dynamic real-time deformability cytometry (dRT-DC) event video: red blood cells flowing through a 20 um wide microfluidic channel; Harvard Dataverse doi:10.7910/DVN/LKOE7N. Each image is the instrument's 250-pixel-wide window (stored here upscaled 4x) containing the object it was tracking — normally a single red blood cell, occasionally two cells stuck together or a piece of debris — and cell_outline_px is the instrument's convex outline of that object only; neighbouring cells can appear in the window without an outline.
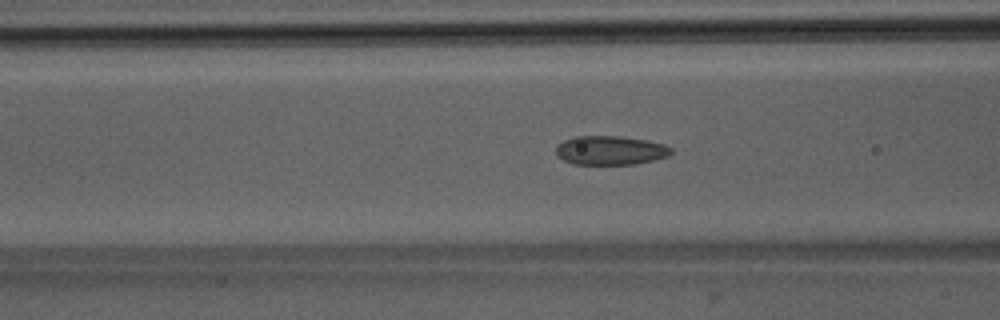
{"species": "Egyptian fruit bat (a non-hibernating species)", "species_latin": "Rousettus aegyptiacus", "temperature_condition": "room temperature", "stored_images_in_passage": 52, "camera_frame_rate_fps": 3000, "um_per_image_px": 0.085, "animal": {"sex": "male"}, "frame": {"image": 1, "passage_image": 21, "time_ms": 6.667, "image_size_px": [1000, 320], "cell_outline_px": [[672, 152], [668, 156], [636, 164], [572, 164], [556, 156], [556, 144], [564, 140], [576, 136], [620, 136], [648, 140], [664, 144], [672, 148]], "centroid_in_image_um": [51.86, 12.77], "position_along_channel_um": 114.7, "area_um2": 19.59}}
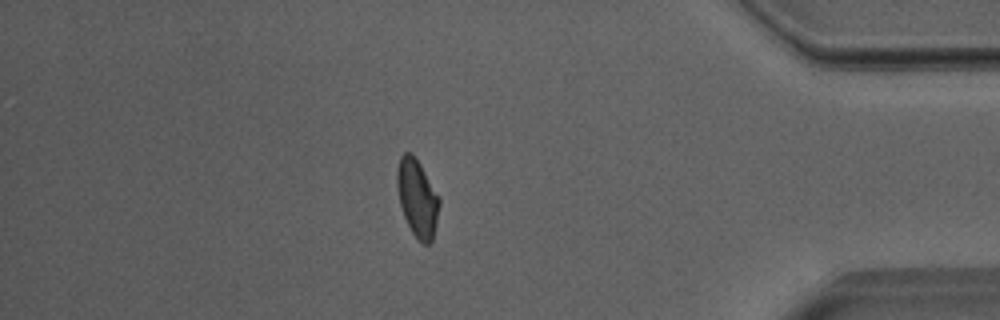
{"frame": {"image": 2, "passage_image": 45, "time_ms": 14.667, "image_size_px": [1000, 320], "cell_outline_px": [[440, 204], [436, 224], [432, 240], [428, 244], [424, 244], [412, 232], [404, 216], [400, 204], [396, 184], [396, 168], [400, 156], [404, 152], [412, 152], [416, 156], [440, 196]], "centroid_in_image_um": [35.47, 16.76], "position_along_channel_um": 399.7, "area_um2": 19.31}}
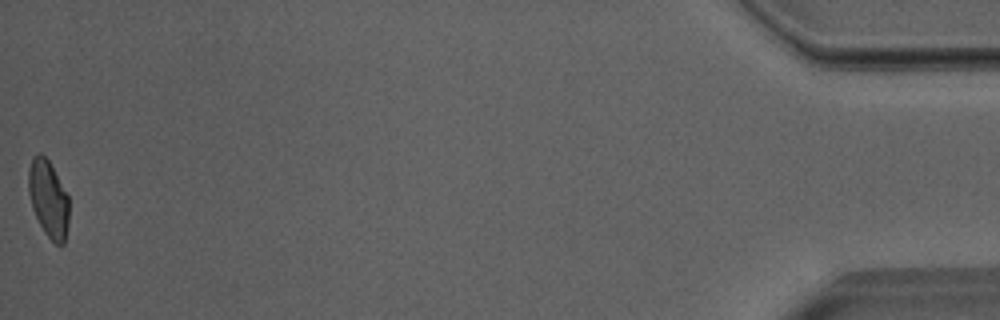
{"frame": {"image": 3, "passage_image": 52, "time_ms": 17.0, "image_size_px": [1000, 320], "cell_outline_px": [[68, 224], [64, 244], [60, 248], [44, 232], [32, 208], [28, 192], [28, 172], [32, 156], [40, 152], [48, 160], [68, 196]], "centroid_in_image_um": [4.1, 16.92], "position_along_channel_um": 431.1, "area_um2": 18.09}, "authors_computed_cell_mechanics": {"area_um2": 19.5364, "velocity_mm_per_s": 4.0061, "shape_relaxation_time_tau1_ms": 9.7131, "shape_relaxation_time_tau2_ms": 2.2498, "deformation_change_tau1": 0.191, "deformation_change_tau2": 0.0666}}